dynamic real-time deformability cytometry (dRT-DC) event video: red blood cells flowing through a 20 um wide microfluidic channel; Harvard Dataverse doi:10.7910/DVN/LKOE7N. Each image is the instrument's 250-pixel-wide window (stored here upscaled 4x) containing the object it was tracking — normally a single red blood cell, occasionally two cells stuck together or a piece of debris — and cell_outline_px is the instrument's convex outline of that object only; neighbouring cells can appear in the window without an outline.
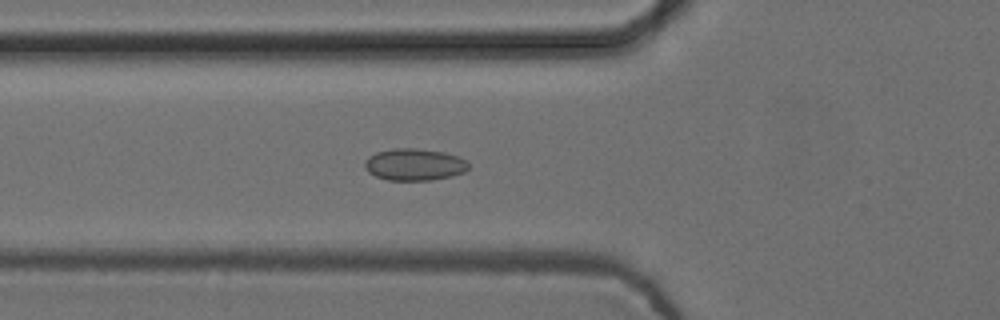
{"species": "common noctule bat (a hibernating species)", "species_latin": "Nyctalus noctula", "temperature_condition": "cold", "stored_images_in_passage": 42, "camera_frame_rate_fps": 3000, "um_per_image_px": 0.085, "animal": {"sex": "female", "body_mass_g": 24.6, "forearm_length_mm": 56.2}, "frame": {"image": 1, "passage_image": 7, "time_ms": 2.0, "image_size_px": [1000, 320], "cell_outline_px": [[468, 168], [464, 172], [452, 176], [432, 180], [388, 180], [376, 176], [368, 172], [364, 168], [364, 160], [368, 156], [376, 152], [396, 148], [412, 148], [444, 152], [468, 160]], "centroid_in_image_um": [35.2, 13.99], "position_along_channel_um": 90.6, "area_um2": 19.36}}
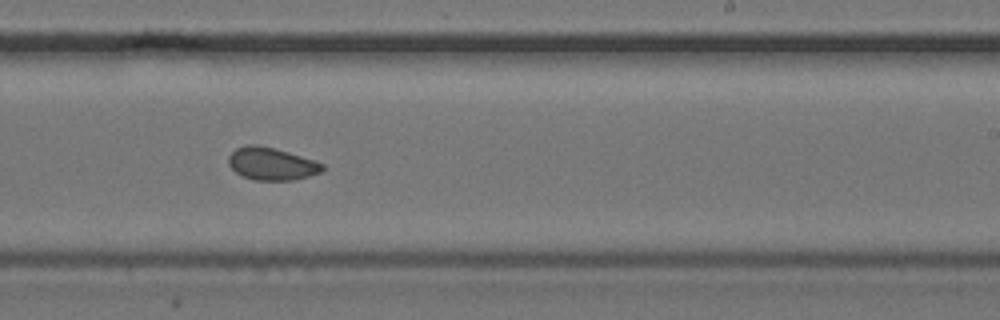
{"frame": {"image": 2, "passage_image": 21, "time_ms": 6.667, "image_size_px": [1000, 320], "cell_outline_px": [[324, 168], [320, 172], [296, 180], [252, 180], [236, 172], [228, 164], [228, 156], [236, 148], [248, 144], [256, 144], [288, 152], [324, 164]], "centroid_in_image_um": [23.05, 13.93], "position_along_channel_um": 265.9, "area_um2": 17.63}}
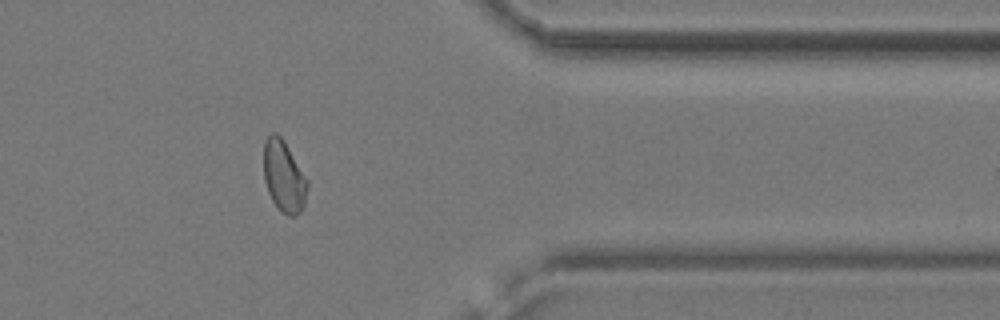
{"frame": {"image": 3, "passage_image": 32, "time_ms": 10.333, "image_size_px": [1000, 320], "cell_outline_px": [[308, 188], [304, 204], [300, 212], [296, 216], [288, 216], [272, 200], [268, 192], [264, 180], [264, 140], [272, 132], [276, 132], [284, 140], [308, 180]], "centroid_in_image_um": [24.13, 14.97], "position_along_channel_um": 387.3, "area_um2": 18.15}, "authors_computed_cell_mechanics": {"area_um2": 18.0914, "velocity_mm_per_s": 3.7449, "shape_relaxation_time_tau1_ms": null, "shape_relaxation_time_tau2_ms": 1.1216, "deformation_change_tau1": null, "deformation_change_tau2": 0.0513}}